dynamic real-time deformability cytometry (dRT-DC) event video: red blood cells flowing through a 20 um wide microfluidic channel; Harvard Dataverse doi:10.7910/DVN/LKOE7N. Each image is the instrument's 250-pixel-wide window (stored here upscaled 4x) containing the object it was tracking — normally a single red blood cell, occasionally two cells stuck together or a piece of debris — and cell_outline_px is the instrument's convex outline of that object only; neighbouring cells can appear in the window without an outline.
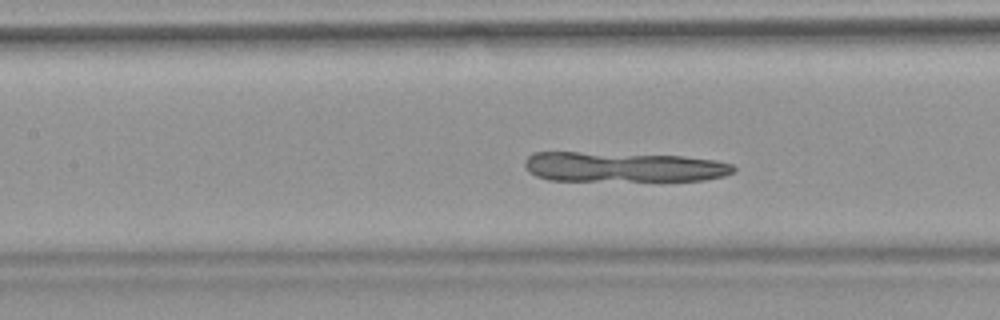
{"species": "common noctule bat (a hibernating species)", "species_latin": "Nyctalus noctula", "temperature_condition": "warm", "stored_images_in_passage": 52, "camera_frame_rate_fps": 3000, "um_per_image_px": 0.085, "animal": {"sex": "female", "body_mass_g": 18.4}, "frame": {"image": 1, "passage_image": 23, "time_ms": 7.333, "image_size_px": [1000, 320], "cell_outline_px": [[736, 172], [724, 176], [704, 180], [548, 180], [536, 176], [528, 172], [524, 164], [524, 160], [532, 152], [576, 152], [684, 156], [716, 160], [732, 164], [736, 168]], "centroid_in_image_um": [52.97, 14.19], "position_along_channel_um": 154.4, "area_um2": 36.47}}